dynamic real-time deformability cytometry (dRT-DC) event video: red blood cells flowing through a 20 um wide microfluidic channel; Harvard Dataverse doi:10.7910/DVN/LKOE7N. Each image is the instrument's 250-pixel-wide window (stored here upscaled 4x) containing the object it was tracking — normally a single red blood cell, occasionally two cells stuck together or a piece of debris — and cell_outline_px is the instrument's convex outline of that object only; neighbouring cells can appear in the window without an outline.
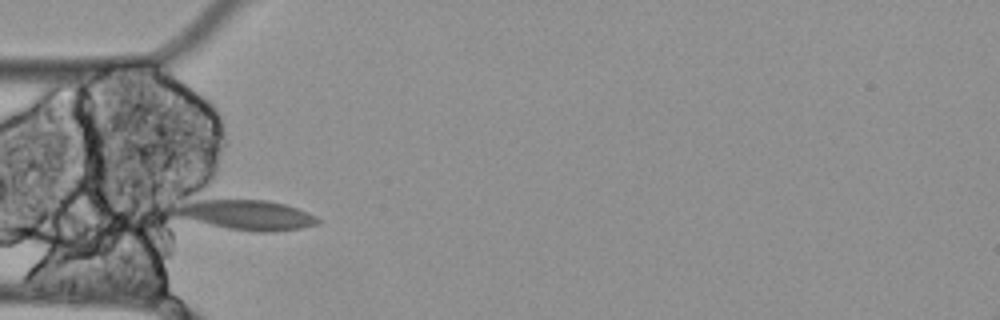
{"species": "Egyptian fruit bat (a non-hibernating species)", "species_latin": "Rousettus aegyptiacus", "temperature_condition": "cold", "stored_images_in_passage": 7, "camera_frame_rate_fps": 3000, "um_per_image_px": 0.085, "animal": {"sex": "female"}, "frame": {"image": 1, "passage_image": 4, "time_ms": 1.0, "image_size_px": [1000, 320], "cell_outline_px": [[320, 220], [316, 224], [300, 228], [272, 232], [256, 232], [228, 228], [176, 216], [176, 208], [196, 200], [264, 200], [284, 204], [308, 212], [316, 216]], "centroid_in_image_um": [21.04, 18.28], "position_along_channel_um": 64.0, "area_um2": 24.16}}
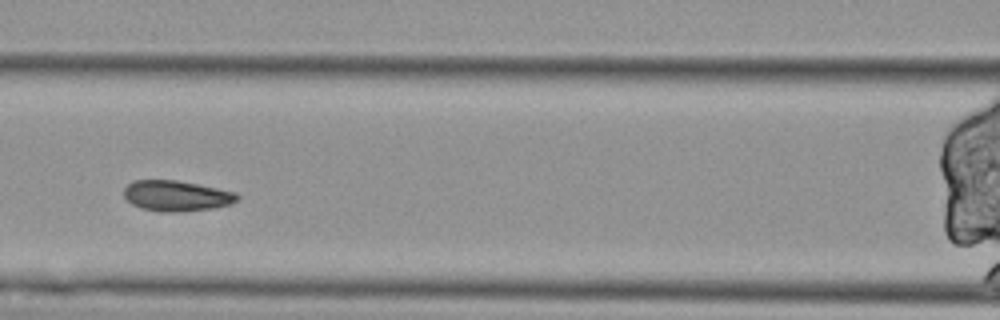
{"frame": {"image": 2, "passage_image": 6, "time_ms": 1.667, "image_size_px": [1000, 320], "cell_outline_px": [[240, 196], [232, 204], [212, 208], [172, 212], [160, 212], [140, 208], [132, 204], [124, 196], [124, 188], [132, 180], [176, 180], [236, 192]], "centroid_in_image_um": [14.97, 16.64], "position_along_channel_um": 151.6, "area_um2": 20.11}}
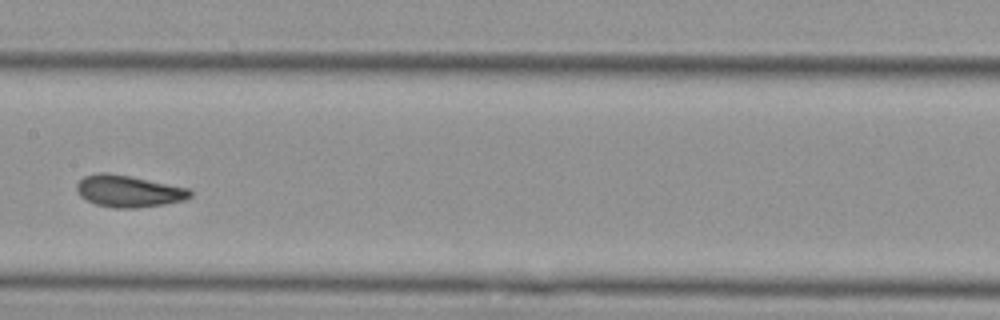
{"frame": {"image": 3, "passage_image": 7, "time_ms": 2.0, "image_size_px": [1000, 320], "cell_outline_px": [[192, 196], [184, 200], [164, 204], [136, 208], [112, 208], [96, 204], [80, 196], [76, 188], [76, 184], [84, 176], [100, 172], [104, 172], [132, 176], [188, 188], [192, 192]], "centroid_in_image_um": [10.93, 16.25], "position_along_channel_um": 196.5, "area_um2": 21.04}}